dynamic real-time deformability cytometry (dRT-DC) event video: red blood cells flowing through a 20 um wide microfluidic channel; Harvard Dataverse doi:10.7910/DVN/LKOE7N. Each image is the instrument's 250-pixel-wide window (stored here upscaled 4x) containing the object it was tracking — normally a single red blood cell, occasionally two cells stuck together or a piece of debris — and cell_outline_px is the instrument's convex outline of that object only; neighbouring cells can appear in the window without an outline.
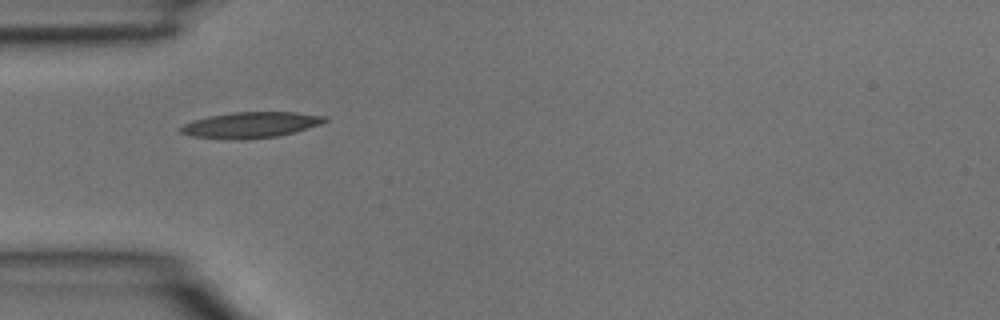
{"species": "common noctule bat (a hibernating species)", "species_latin": "Nyctalus noctula", "temperature_condition": "room temperature", "stored_images_in_passage": 7, "camera_frame_rate_fps": 3000, "um_per_image_px": 0.085, "animal": {"sex": "male", "body_mass_g": 15.6}, "frame": {"image": 1, "passage_image": 5, "time_ms": 1.333, "image_size_px": [1000, 320], "cell_outline_px": [[328, 120], [320, 124], [296, 132], [276, 136], [240, 140], [228, 140], [192, 136], [180, 132], [180, 128], [184, 124], [192, 120], [208, 116], [232, 112], [296, 112], [328, 116]], "centroid_in_image_um": [21.32, 10.62], "position_along_channel_um": 63.7, "area_um2": 21.91}}
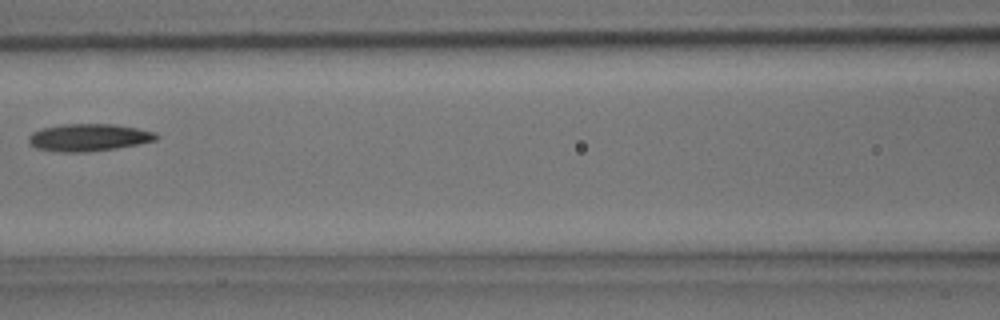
{"frame": {"image": 2, "passage_image": 7, "time_ms": 2.0, "image_size_px": [1000, 320], "cell_outline_px": [[160, 136], [156, 140], [116, 148], [88, 152], [56, 152], [36, 148], [28, 140], [28, 136], [32, 132], [40, 128], [64, 124], [112, 124], [136, 128], [156, 132]], "centroid_in_image_um": [7.52, 11.68], "position_along_channel_um": 159.1, "area_um2": 20.35}}